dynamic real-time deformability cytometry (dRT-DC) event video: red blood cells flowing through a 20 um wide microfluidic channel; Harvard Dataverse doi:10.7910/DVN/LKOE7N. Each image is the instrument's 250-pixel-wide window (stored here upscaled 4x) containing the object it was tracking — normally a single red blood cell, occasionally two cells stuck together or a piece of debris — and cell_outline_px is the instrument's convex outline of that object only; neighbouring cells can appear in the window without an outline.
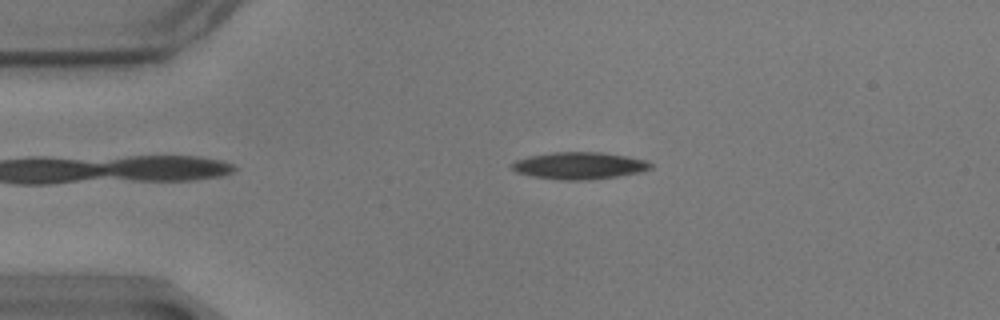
{"species": "common noctule bat (a hibernating species)", "species_latin": "Nyctalus noctula", "temperature_condition": "warm", "stored_images_in_passage": 40, "camera_frame_rate_fps": 3000, "um_per_image_px": 0.085, "animal": {"sex": "male", "body_mass_g": 17.9}, "frame": {"image": 1, "passage_image": 3, "time_ms": 0.667, "image_size_px": [1000, 320], "cell_outline_px": [[652, 168], [644, 172], [592, 180], [564, 180], [532, 176], [516, 172], [508, 164], [516, 160], [528, 156], [552, 152], [604, 152], [628, 156], [648, 160], [652, 164]], "centroid_in_image_um": [49.28, 14.07], "position_along_channel_um": 35.7, "area_um2": 22.25}}
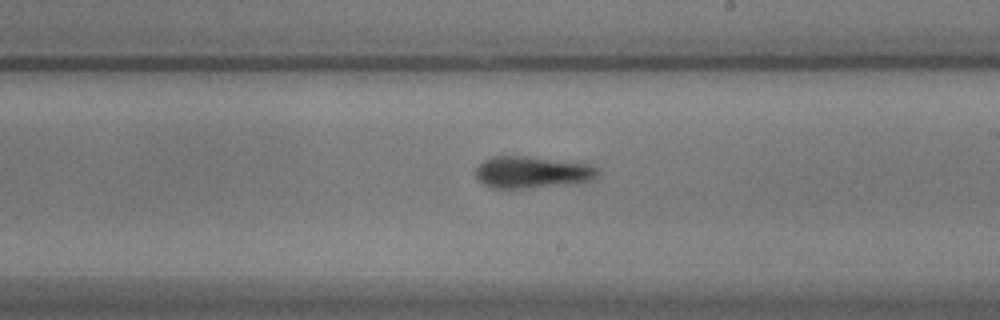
{"frame": {"image": 2, "passage_image": 24, "time_ms": 7.667, "image_size_px": [1000, 320], "cell_outline_px": [[600, 176], [592, 180], [580, 184], [524, 188], [492, 188], [484, 184], [476, 176], [476, 168], [484, 160], [492, 156], [528, 156], [580, 160], [592, 164], [600, 168]], "centroid_in_image_um": [45.41, 14.62], "position_along_channel_um": 243.6, "area_um2": 23.76}}
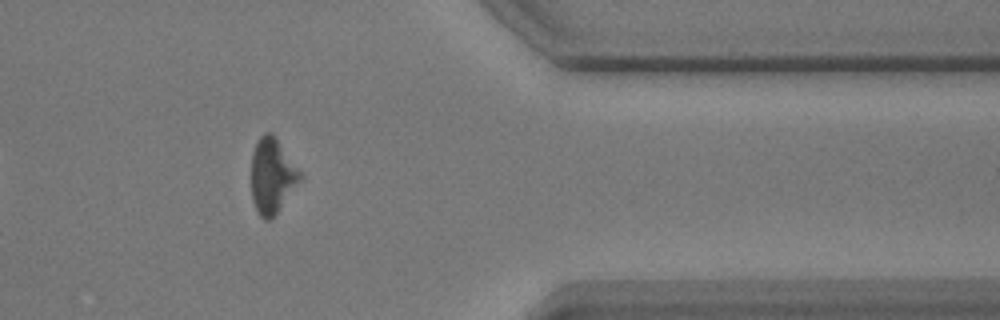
{"frame": {"image": 3, "passage_image": 38, "time_ms": 12.333, "image_size_px": [1000, 320], "cell_outline_px": [[304, 176], [276, 212], [268, 220], [264, 220], [260, 216], [252, 200], [252, 152], [260, 136], [264, 132], [272, 132], [276, 136]], "centroid_in_image_um": [23.14, 14.89], "position_along_channel_um": 388.3, "area_um2": 21.15}, "authors_computed_cell_mechanics": {"area_um2": 22.5709, "velocity_mm_per_s": 3.4883, "shape_relaxation_time_tau1_ms": 4.687, "shape_relaxation_time_tau2_ms": null, "deformation_change_tau1": 0.1337, "deformation_change_tau2": null}}